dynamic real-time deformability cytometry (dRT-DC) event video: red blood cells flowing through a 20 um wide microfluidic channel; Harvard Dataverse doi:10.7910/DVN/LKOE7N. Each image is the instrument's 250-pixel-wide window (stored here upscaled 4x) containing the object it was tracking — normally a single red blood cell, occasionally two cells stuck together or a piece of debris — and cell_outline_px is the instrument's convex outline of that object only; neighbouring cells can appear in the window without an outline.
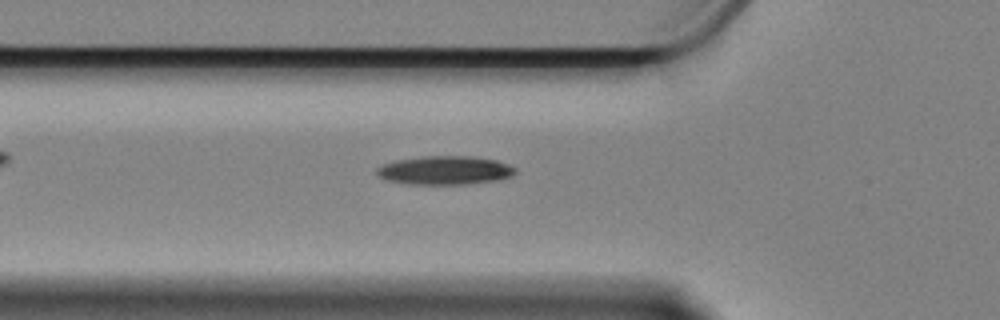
{"species": "Egyptian fruit bat (a non-hibernating species)", "species_latin": "Rousettus aegyptiacus", "temperature_condition": "cold", "stored_images_in_passage": 35, "camera_frame_rate_fps": 3000, "um_per_image_px": 0.085, "animal": {"sex": "female"}, "frame": {"image": 1, "passage_image": 6, "time_ms": 1.667, "image_size_px": [1000, 320], "cell_outline_px": [[516, 172], [512, 176], [496, 180], [468, 184], [412, 184], [384, 180], [376, 176], [376, 168], [384, 164], [396, 160], [420, 156], [472, 156], [496, 160], [508, 164], [516, 168]], "centroid_in_image_um": [37.79, 14.47], "position_along_channel_um": 88.0, "area_um2": 23.29}}
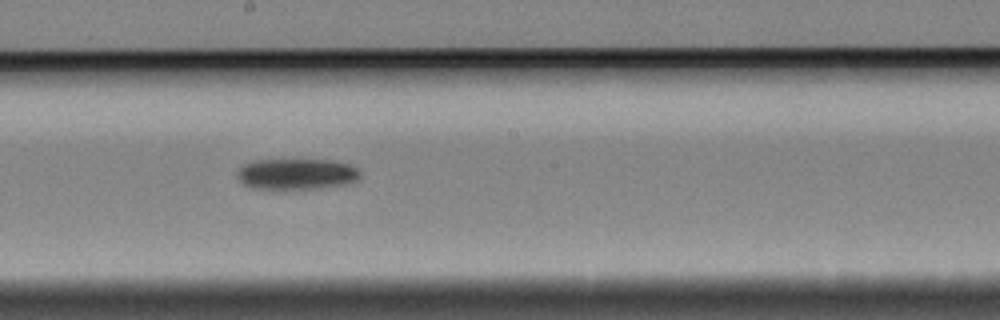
{"frame": {"image": 2, "passage_image": 18, "time_ms": 5.667, "image_size_px": [1000, 320], "cell_outline_px": [[360, 176], [352, 184], [320, 188], [252, 188], [244, 184], [236, 176], [240, 168], [244, 164], [252, 160], [332, 160], [348, 164], [360, 168]], "centroid_in_image_um": [25.26, 14.78], "position_along_channel_um": 222.9, "area_um2": 22.2}}
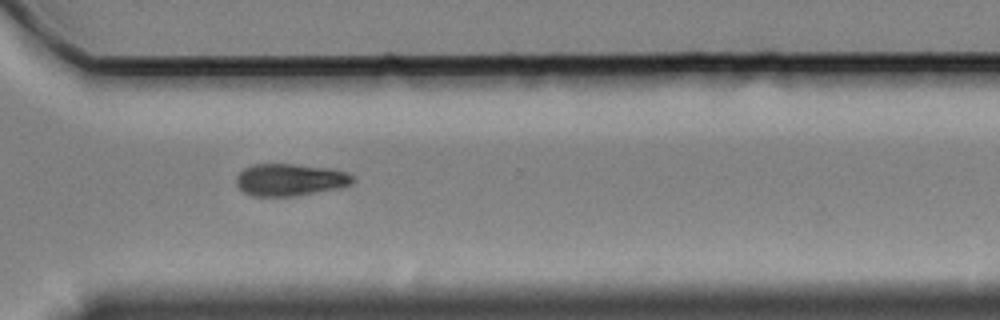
{"frame": {"image": 3, "passage_image": 29, "time_ms": 9.333, "image_size_px": [1000, 320], "cell_outline_px": [[356, 180], [352, 184], [340, 188], [296, 196], [252, 196], [244, 192], [236, 184], [236, 176], [244, 168], [252, 164], [296, 164], [328, 168], [348, 172]], "centroid_in_image_um": [24.67, 15.28], "position_along_channel_um": 345.9, "area_um2": 22.02}, "authors_computed_cell_mechanics": {"area_um2": 22.7154, "velocity_mm_per_s": 3.3558, "shape_relaxation_time_tau1_ms": 3.3424, "shape_relaxation_time_tau2_ms": null, "deformation_change_tau1": 0.0934, "deformation_change_tau2": null}}